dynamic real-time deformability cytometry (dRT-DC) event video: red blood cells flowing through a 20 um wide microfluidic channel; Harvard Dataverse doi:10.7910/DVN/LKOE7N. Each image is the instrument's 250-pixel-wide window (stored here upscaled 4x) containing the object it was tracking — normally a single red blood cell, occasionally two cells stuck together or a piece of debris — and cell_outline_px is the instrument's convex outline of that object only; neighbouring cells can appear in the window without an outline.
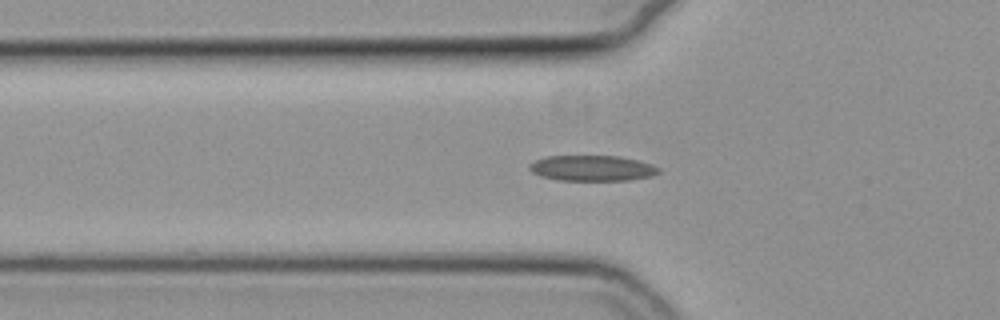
{"species": "common noctule bat (a hibernating species)", "species_latin": "Nyctalus noctula", "temperature_condition": "cold", "stored_images_in_passage": 56, "camera_frame_rate_fps": 3000, "um_per_image_px": 0.085, "animal": {"sex": "female", "body_mass_g": 19.3, "forearm_length_mm": 54.1}, "frame": {"image": 1, "passage_image": 19, "time_ms": 6.0, "image_size_px": [1000, 320], "cell_outline_px": [[660, 172], [652, 176], [628, 180], [560, 180], [540, 176], [532, 172], [528, 168], [528, 164], [536, 160], [548, 156], [620, 156], [652, 164], [660, 168]], "centroid_in_image_um": [50.33, 14.29], "position_along_channel_um": 75.5, "area_um2": 19.25}}
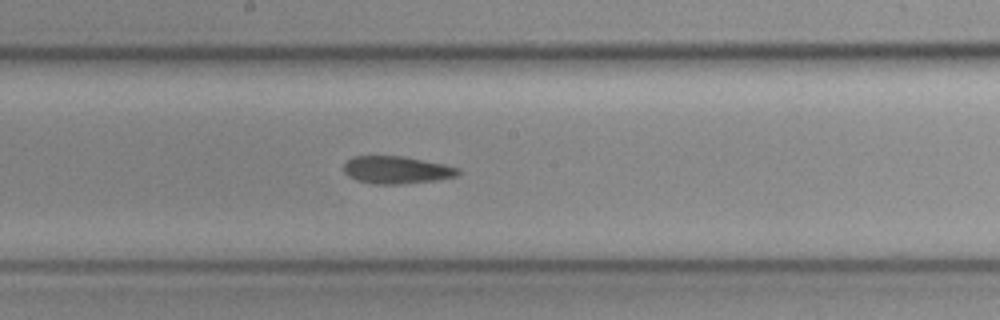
{"frame": {"image": 2, "passage_image": 30, "time_ms": 9.667, "image_size_px": [1000, 320], "cell_outline_px": [[460, 172], [456, 176], [436, 180], [400, 184], [372, 184], [356, 180], [348, 176], [344, 172], [344, 164], [352, 156], [400, 156], [444, 164], [460, 168]], "centroid_in_image_um": [33.69, 14.45], "position_along_channel_um": 214.5, "area_um2": 18.26}}
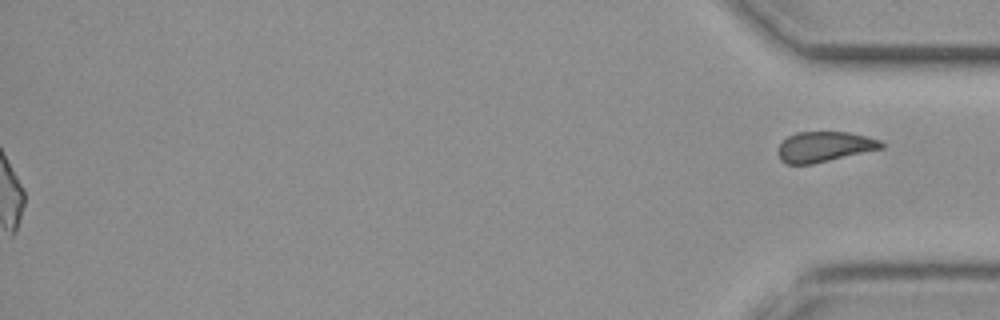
{"frame": {"image": 3, "passage_image": 56, "time_ms": 18.333, "image_size_px": [1000, 320], "cell_outline_px": [[884, 148], [812, 164], [788, 164], [780, 160], [780, 144], [788, 136], [796, 132], [848, 132], [868, 136], [880, 140], [884, 144]], "centroid_in_image_um": [70.12, 12.46], "position_along_channel_um": 365.1, "area_um2": 18.09}}